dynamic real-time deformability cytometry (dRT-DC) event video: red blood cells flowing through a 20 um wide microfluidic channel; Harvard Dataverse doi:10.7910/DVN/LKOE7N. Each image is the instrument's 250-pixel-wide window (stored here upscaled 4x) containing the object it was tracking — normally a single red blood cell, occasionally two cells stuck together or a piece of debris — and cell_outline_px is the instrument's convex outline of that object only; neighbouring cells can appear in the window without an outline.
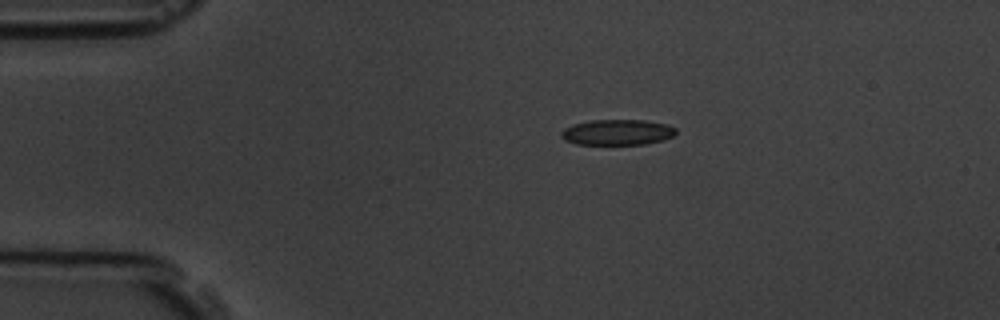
{"species": "common noctule bat (a hibernating species)", "species_latin": "Nyctalus noctula", "temperature_condition": "room temperature", "stored_images_in_passage": 5, "camera_frame_rate_fps": 3000, "um_per_image_px": 0.085, "animal": {"sex": "male", "body_mass_g": 19.5, "forearm_length_mm": 54.6}, "frame": {"image": 1, "passage_image": 3, "time_ms": 2.333, "image_size_px": [1000, 320], "cell_outline_px": [[676, 132], [672, 136], [664, 140], [644, 144], [576, 144], [564, 140], [560, 136], [560, 132], [564, 128], [572, 124], [592, 120], [644, 120], [668, 124], [676, 128]], "centroid_in_image_um": [52.46, 11.24], "position_along_channel_um": 32.5, "area_um2": 17.22}}
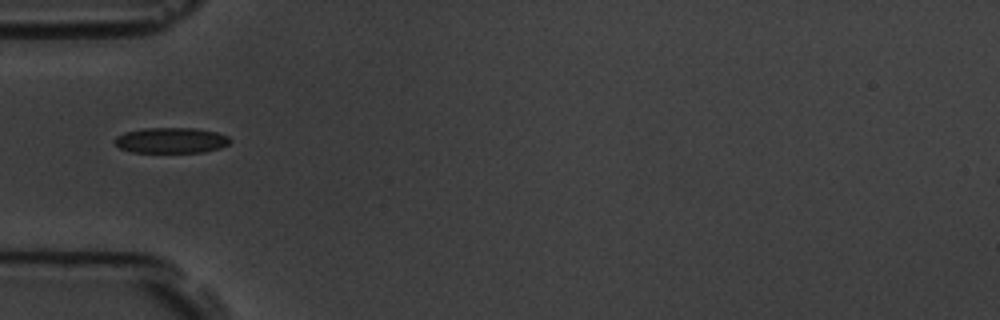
{"frame": {"image": 2, "passage_image": 5, "time_ms": 4.667, "image_size_px": [1000, 320], "cell_outline_px": [[232, 140], [228, 144], [220, 148], [204, 152], [132, 152], [120, 148], [116, 144], [116, 136], [124, 132], [144, 128], [196, 128], [216, 132], [228, 136]], "centroid_in_image_um": [14.57, 11.92], "position_along_channel_um": 70.4, "area_um2": 17.17}}